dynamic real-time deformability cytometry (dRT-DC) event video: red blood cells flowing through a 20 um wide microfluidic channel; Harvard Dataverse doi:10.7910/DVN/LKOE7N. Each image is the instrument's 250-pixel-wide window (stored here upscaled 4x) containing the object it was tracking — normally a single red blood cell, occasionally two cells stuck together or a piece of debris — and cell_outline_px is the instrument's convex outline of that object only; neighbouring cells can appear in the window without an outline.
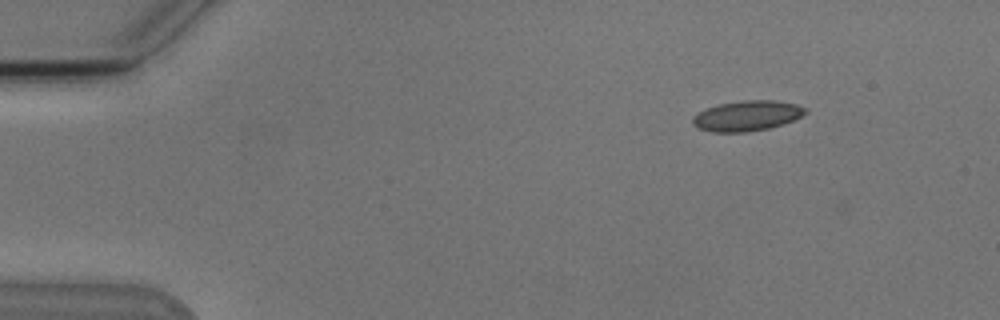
{"species": "Egyptian fruit bat (a non-hibernating species)", "species_latin": "Rousettus aegyptiacus", "temperature_condition": "cold", "stored_images_in_passage": 8, "camera_frame_rate_fps": 3000, "um_per_image_px": 0.085, "animal": {"sex": "male"}, "frame": {"image": 1, "passage_image": 2, "time_ms": 1.333, "image_size_px": [1000, 320], "cell_outline_px": [[808, 112], [792, 120], [768, 128], [744, 132], [712, 132], [700, 128], [692, 124], [692, 116], [708, 108], [720, 104], [744, 100], [776, 100], [796, 104], [808, 108]], "centroid_in_image_um": [63.51, 9.83], "position_along_channel_um": 21.5, "area_um2": 19.65}}
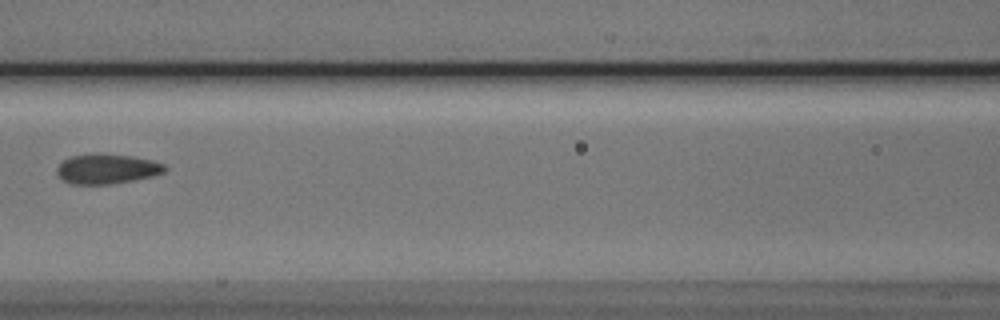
{"frame": {"image": 2, "passage_image": 7, "time_ms": 7.333, "image_size_px": [1000, 320], "cell_outline_px": [[168, 168], [164, 172], [152, 176], [132, 180], [108, 184], [68, 184], [56, 172], [56, 168], [64, 160], [72, 156], [96, 152], [132, 156], [152, 160], [164, 164]], "centroid_in_image_um": [9.08, 14.34], "position_along_channel_um": 157.5, "area_um2": 18.84}}
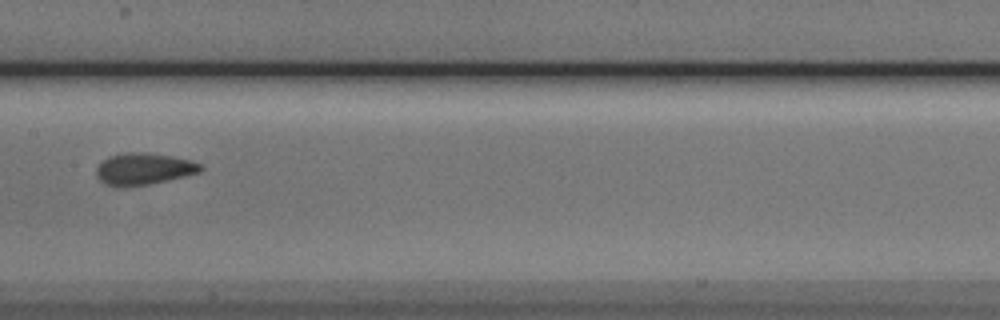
{"frame": {"image": 3, "passage_image": 8, "time_ms": 8.333, "image_size_px": [1000, 320], "cell_outline_px": [[204, 168], [200, 172], [184, 176], [148, 184], [124, 188], [116, 188], [100, 180], [96, 176], [96, 168], [108, 156], [124, 152], [148, 152], [172, 156], [188, 160], [200, 164]], "centroid_in_image_um": [12.18, 14.36], "position_along_channel_um": 195.2, "area_um2": 19.36}}